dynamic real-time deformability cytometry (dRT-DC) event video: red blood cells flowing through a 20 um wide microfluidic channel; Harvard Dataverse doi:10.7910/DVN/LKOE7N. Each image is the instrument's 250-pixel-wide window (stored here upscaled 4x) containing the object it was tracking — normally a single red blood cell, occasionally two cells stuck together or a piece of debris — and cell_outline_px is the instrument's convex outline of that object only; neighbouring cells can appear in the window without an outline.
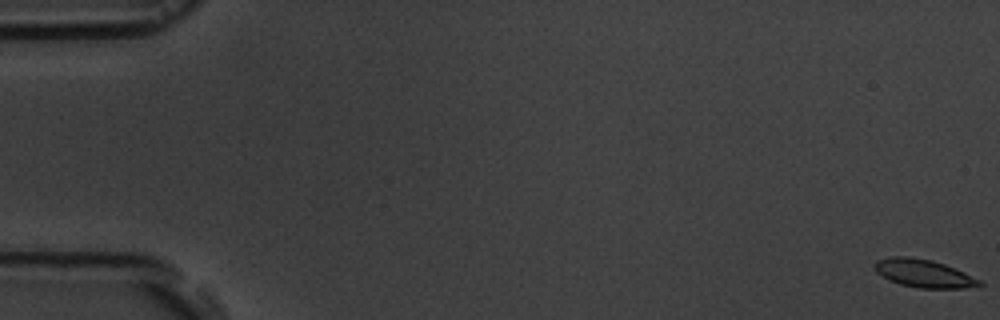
{"species": "common noctule bat (a hibernating species)", "species_latin": "Nyctalus noctula", "temperature_condition": "room temperature", "stored_images_in_passage": 7, "camera_frame_rate_fps": 3000, "um_per_image_px": 0.085, "animal": {"sex": "male", "body_mass_g": 19.5, "forearm_length_mm": 54.6}, "frame": {"image": 1, "passage_image": 1, "time_ms": 0.0, "image_size_px": [1000, 320], "cell_outline_px": [[984, 284], [980, 288], [920, 288], [900, 284], [876, 272], [876, 260], [892, 256], [908, 256], [932, 260], [944, 264], [964, 272], [980, 280]], "centroid_in_image_um": [78.59, 23.24], "position_along_channel_um": 6.4, "area_um2": 16.99}}
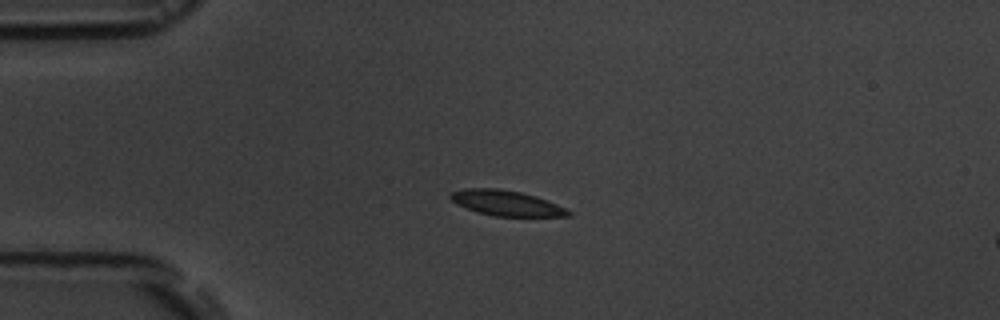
{"frame": {"image": 2, "passage_image": 5, "time_ms": 4.667, "image_size_px": [1000, 320], "cell_outline_px": [[572, 216], [492, 216], [476, 212], [456, 204], [448, 196], [452, 192], [464, 188], [500, 188], [520, 192], [536, 196], [556, 204], [572, 212]], "centroid_in_image_um": [43.0, 17.26], "position_along_channel_um": 42.0, "area_um2": 17.4}}